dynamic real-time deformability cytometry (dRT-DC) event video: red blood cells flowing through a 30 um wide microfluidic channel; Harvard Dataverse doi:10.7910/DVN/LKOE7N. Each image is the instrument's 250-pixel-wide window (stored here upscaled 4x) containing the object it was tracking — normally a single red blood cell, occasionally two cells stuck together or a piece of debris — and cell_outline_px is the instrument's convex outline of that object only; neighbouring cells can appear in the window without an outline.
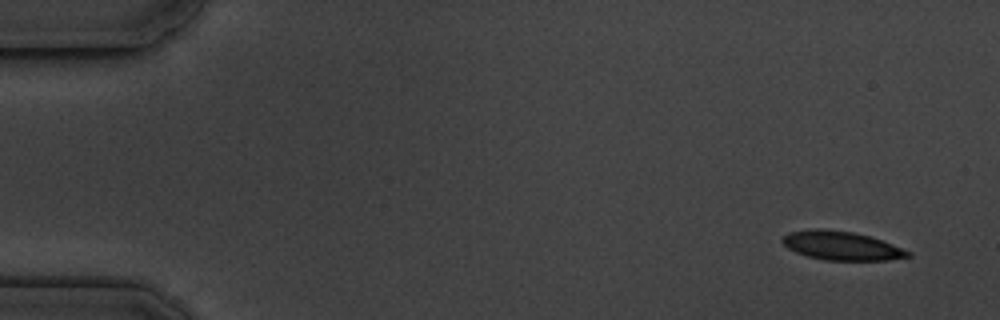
{"species": "common noctule bat (a hibernating species)", "species_latin": "Nyctalus noctula", "temperature_condition": "cold", "stored_images_in_passage": 5, "camera_frame_rate_fps": 3000, "um_per_image_px": 0.085, "animal": {"sex": "male", "body_mass_g": 19.5, "forearm_length_mm": 54.6}, "frame": {"image": 1, "passage_image": 1, "time_ms": 0.0, "image_size_px": [1000, 320], "cell_outline_px": [[912, 256], [888, 260], [824, 260], [808, 256], [796, 252], [788, 248], [780, 240], [788, 232], [816, 228], [820, 228], [852, 232], [868, 236], [892, 244], [912, 252]], "centroid_in_image_um": [71.52, 20.88], "position_along_channel_um": 13.5, "area_um2": 20.92}}
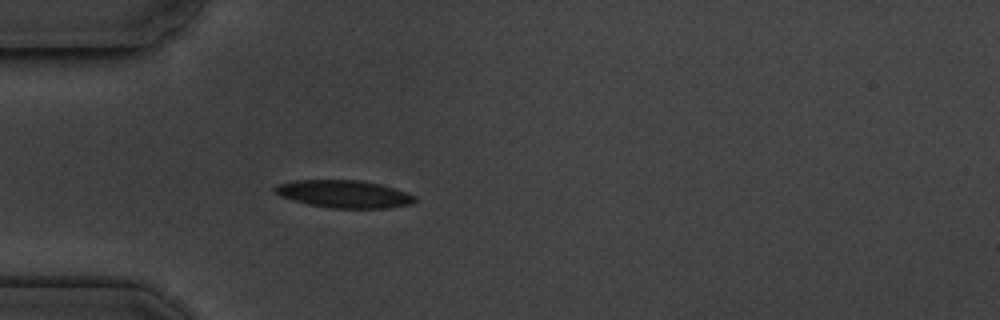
{"frame": {"image": 2, "passage_image": 5, "time_ms": 4.333, "image_size_px": [1000, 320], "cell_outline_px": [[416, 200], [412, 204], [388, 208], [328, 208], [308, 204], [292, 200], [280, 196], [272, 188], [276, 184], [296, 180], [360, 180], [380, 184], [408, 192], [416, 196]], "centroid_in_image_um": [29.25, 16.49], "position_along_channel_um": 55.8, "area_um2": 22.66}}